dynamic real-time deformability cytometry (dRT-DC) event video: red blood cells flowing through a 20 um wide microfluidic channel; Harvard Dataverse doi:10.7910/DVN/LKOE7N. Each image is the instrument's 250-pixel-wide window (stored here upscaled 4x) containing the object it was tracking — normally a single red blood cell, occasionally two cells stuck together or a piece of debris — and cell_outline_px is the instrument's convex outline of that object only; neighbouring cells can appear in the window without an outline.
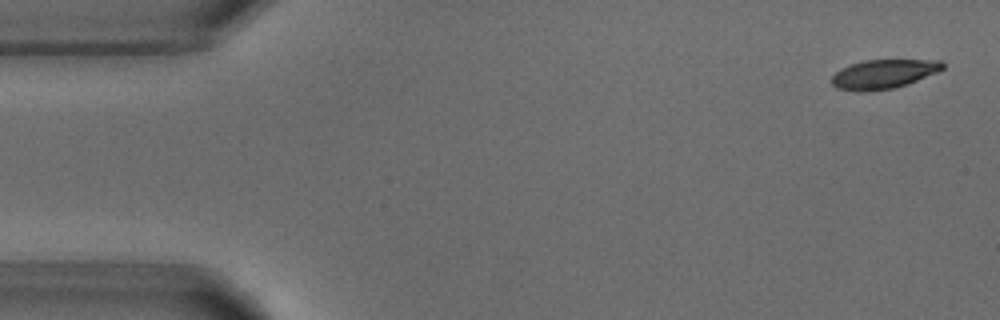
{"species": "common noctule bat (a hibernating species)", "species_latin": "Nyctalus noctula", "temperature_condition": "warm", "stored_images_in_passage": 6, "camera_frame_rate_fps": 3000, "um_per_image_px": 0.085, "animal": {"sex": "male", "body_mass_g": 18.8}, "frame": {"image": 1, "passage_image": 1, "time_ms": 0.0, "image_size_px": [1000, 320], "cell_outline_px": [[944, 68], [936, 72], [908, 84], [892, 88], [872, 92], [856, 92], [836, 88], [832, 84], [832, 76], [840, 68], [864, 60], [940, 60], [944, 64]], "centroid_in_image_um": [75.06, 6.31], "position_along_channel_um": 9.9, "area_um2": 18.9}}
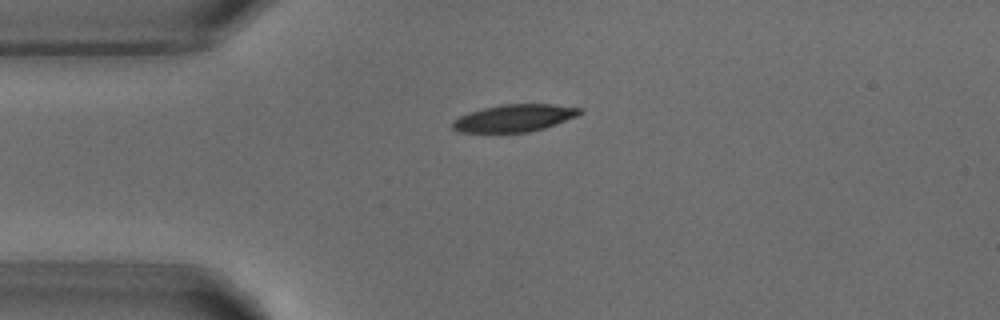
{"frame": {"image": 2, "passage_image": 3, "time_ms": 3.333, "image_size_px": [1000, 320], "cell_outline_px": [[584, 112], [576, 116], [556, 124], [544, 128], [528, 132], [460, 132], [452, 128], [452, 120], [468, 112], [500, 104], [552, 104], [584, 108]], "centroid_in_image_um": [43.73, 10.02], "position_along_channel_um": 41.3, "area_um2": 20.29}}
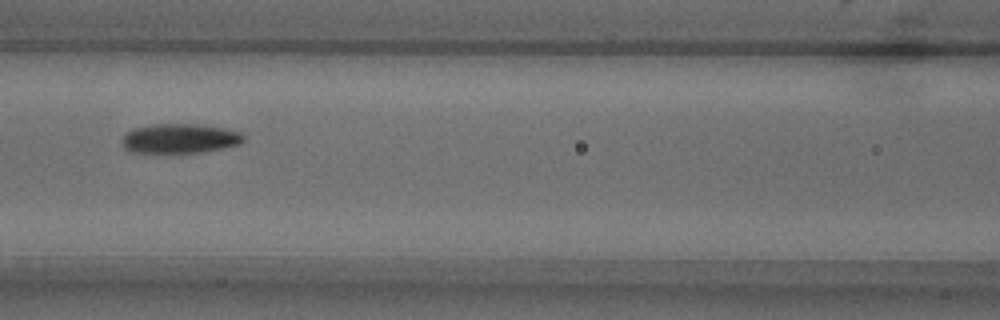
{"frame": {"image": 3, "passage_image": 6, "time_ms": 6.667, "image_size_px": [1000, 320], "cell_outline_px": [[244, 140], [240, 144], [224, 148], [204, 152], [128, 152], [124, 148], [124, 136], [132, 128], [152, 124], [200, 124], [224, 128], [240, 132], [244, 136]], "centroid_in_image_um": [15.32, 11.76], "position_along_channel_um": 151.3, "area_um2": 20.87}}